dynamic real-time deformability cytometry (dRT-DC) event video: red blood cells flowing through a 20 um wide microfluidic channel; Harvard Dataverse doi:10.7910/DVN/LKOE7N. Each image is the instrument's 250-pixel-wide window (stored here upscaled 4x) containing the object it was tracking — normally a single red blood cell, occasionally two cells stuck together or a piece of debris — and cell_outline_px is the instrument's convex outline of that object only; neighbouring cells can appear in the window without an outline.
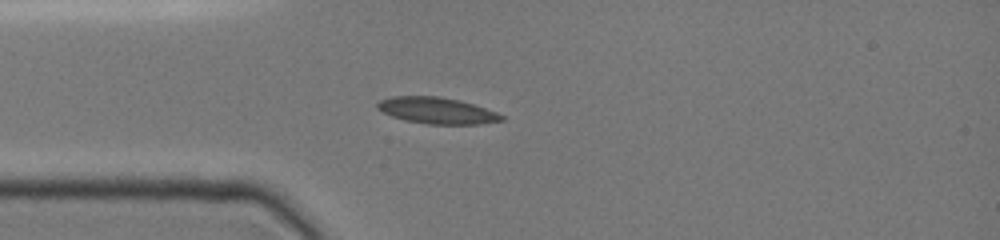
{"species": "common noctule bat (a hibernating species)", "species_latin": "Nyctalus noctula", "temperature_condition": "cold", "stored_images_in_passage": 3, "camera_frame_rate_fps": 3000, "um_per_image_px": 0.085, "animal": {"sex": "female", "body_mass_g": 19.0, "forearm_length_mm": 51.5}, "frame": {"image": 1, "passage_image": 1, "time_ms": 0.0, "image_size_px": [1000, 240], "cell_outline_px": [[504, 120], [480, 124], [428, 124], [404, 120], [392, 116], [376, 108], [376, 104], [380, 100], [392, 96], [440, 96], [460, 100], [496, 112], [504, 116]], "centroid_in_image_um": [37.12, 9.39], "position_along_channel_um": 47.9, "area_um2": 19.02}}